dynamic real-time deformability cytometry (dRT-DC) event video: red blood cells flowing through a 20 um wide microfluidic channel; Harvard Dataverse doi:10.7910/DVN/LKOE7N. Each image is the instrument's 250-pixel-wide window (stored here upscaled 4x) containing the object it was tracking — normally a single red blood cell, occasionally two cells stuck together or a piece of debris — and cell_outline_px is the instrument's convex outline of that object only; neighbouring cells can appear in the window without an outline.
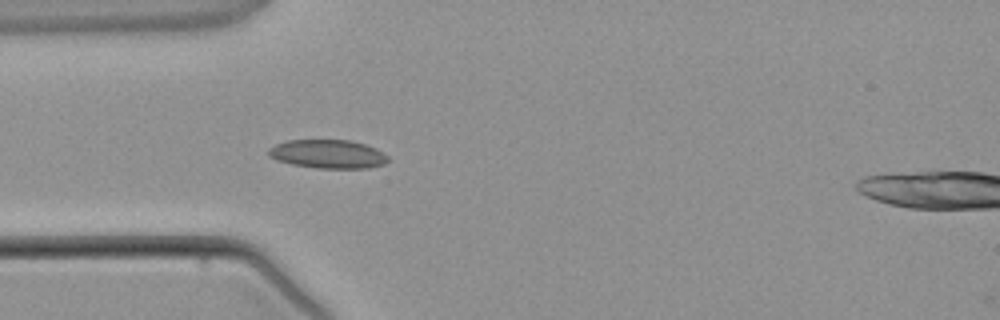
{"species": "common noctule bat (a hibernating species)", "species_latin": "Nyctalus noctula", "temperature_condition": "warm", "stored_images_in_passage": 5, "camera_frame_rate_fps": 3000, "um_per_image_px": 0.085, "animal": {"sex": "male", "body_mass_g": 21.5, "forearm_length_mm": 52.0}, "frame": {"image": 1, "passage_image": 4, "time_ms": 3.667, "image_size_px": [1000, 320], "cell_outline_px": [[388, 160], [384, 164], [368, 168], [316, 168], [292, 164], [276, 160], [268, 156], [268, 148], [276, 144], [288, 140], [352, 140], [376, 148], [388, 156]], "centroid_in_image_um": [27.86, 13.09], "position_along_channel_um": 57.1, "area_um2": 20.0}}